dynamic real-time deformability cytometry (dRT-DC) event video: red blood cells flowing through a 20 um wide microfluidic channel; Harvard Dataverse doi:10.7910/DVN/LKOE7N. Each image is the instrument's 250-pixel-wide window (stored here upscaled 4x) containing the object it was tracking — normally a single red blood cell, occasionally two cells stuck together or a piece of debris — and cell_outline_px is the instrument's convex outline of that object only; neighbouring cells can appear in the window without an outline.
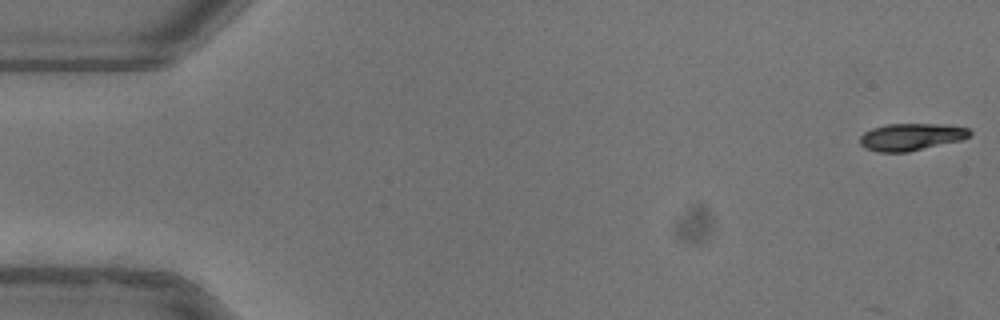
{"species": "common noctule bat (a hibernating species)", "species_latin": "Nyctalus noctula", "temperature_condition": "warm", "stored_images_in_passage": 6, "camera_frame_rate_fps": 3000, "um_per_image_px": 0.085, "animal": {"sex": "female"}, "frame": {"image": 1, "passage_image": 1, "time_ms": 0.0, "image_size_px": [1000, 320], "cell_outline_px": [[972, 136], [960, 140], [908, 152], [876, 152], [864, 148], [860, 144], [860, 136], [864, 132], [872, 128], [888, 124], [944, 124], [968, 128], [972, 132]], "centroid_in_image_um": [77.44, 11.64], "position_along_channel_um": 7.6, "area_um2": 17.46}}